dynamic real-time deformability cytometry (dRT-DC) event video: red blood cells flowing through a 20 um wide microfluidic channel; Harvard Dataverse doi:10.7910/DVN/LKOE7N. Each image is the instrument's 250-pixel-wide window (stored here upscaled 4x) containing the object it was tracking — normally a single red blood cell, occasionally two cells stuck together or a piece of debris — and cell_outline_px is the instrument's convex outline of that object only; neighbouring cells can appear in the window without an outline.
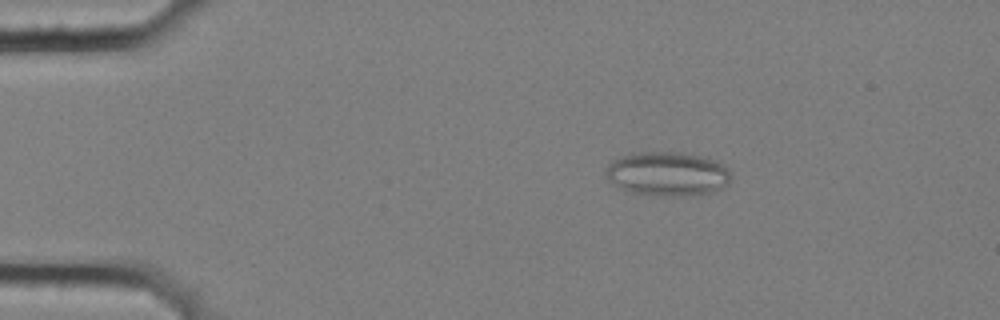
{"species": "common noctule bat (a hibernating species)", "species_latin": "Nyctalus noctula", "temperature_condition": "cold", "stored_images_in_passage": 5, "camera_frame_rate_fps": 3000, "um_per_image_px": 0.085, "animal": {"sex": "female", "body_mass_g": 25.1}, "frame": {"image": 1, "passage_image": 3, "time_ms": 0.667, "image_size_px": [1000, 320], "cell_outline_px": [[732, 176], [728, 184], [720, 188], [708, 192], [684, 196], [668, 196], [632, 192], [624, 188], [604, 176], [604, 172], [608, 164], [624, 156], [640, 152], [680, 152], [700, 156], [716, 160], [724, 164], [728, 168]], "centroid_in_image_um": [56.79, 14.76], "position_along_channel_um": 28.2, "area_um2": 31.73}}